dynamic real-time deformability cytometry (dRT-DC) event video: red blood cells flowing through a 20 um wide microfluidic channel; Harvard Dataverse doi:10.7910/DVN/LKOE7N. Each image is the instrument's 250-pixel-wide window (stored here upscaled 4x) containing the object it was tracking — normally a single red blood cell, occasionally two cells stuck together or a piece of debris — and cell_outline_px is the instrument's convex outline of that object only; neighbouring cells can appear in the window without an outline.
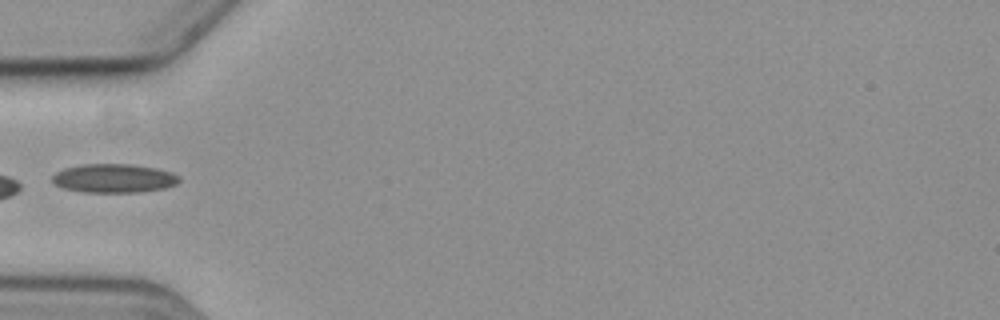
{"species": "common noctule bat (a hibernating species)", "species_latin": "Nyctalus noctula", "temperature_condition": "cold", "stored_images_in_passage": 1, "camera_frame_rate_fps": 3000, "um_per_image_px": 0.085, "animal": {"sex": "female", "body_mass_g": 19.3, "forearm_length_mm": 54.1}, "frame": {"image": 1, "passage_image": 1, "time_ms": 0.0, "image_size_px": [1000, 320], "cell_outline_px": [[180, 180], [176, 184], [164, 188], [140, 192], [84, 192], [64, 188], [56, 184], [52, 180], [52, 176], [56, 172], [64, 168], [80, 164], [132, 164], [156, 168], [172, 172], [180, 176]], "centroid_in_image_um": [9.7, 15.14], "position_along_channel_um": 75.3, "area_um2": 21.33}}